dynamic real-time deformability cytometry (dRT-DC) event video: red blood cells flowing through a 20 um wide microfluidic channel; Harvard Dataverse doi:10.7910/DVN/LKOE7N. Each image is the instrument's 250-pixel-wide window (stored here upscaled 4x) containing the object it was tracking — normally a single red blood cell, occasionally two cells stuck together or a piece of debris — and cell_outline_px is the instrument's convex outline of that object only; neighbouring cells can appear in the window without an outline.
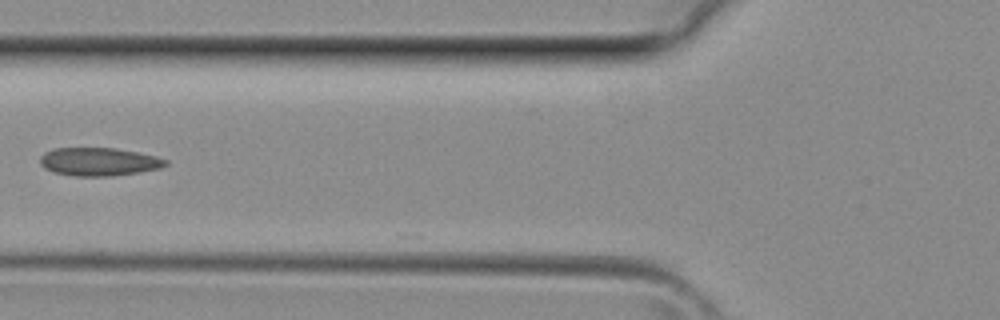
{"species": "common noctule bat (a hibernating species)", "species_latin": "Nyctalus noctula", "temperature_condition": "room temperature", "stored_images_in_passage": 30, "camera_frame_rate_fps": 3000, "um_per_image_px": 0.085, "animal": {"sex": "female", "body_mass_g": 29.2, "forearm_length_mm": 56.3}, "frame": {"image": 1, "passage_image": 10, "time_ms": 3.0, "image_size_px": [1000, 320], "cell_outline_px": [[168, 164], [160, 168], [112, 176], [76, 176], [56, 172], [44, 168], [40, 164], [40, 156], [44, 152], [52, 148], [116, 148], [156, 156], [168, 160]], "centroid_in_image_um": [8.38, 13.73], "position_along_channel_um": 117.4, "area_um2": 20.52}}